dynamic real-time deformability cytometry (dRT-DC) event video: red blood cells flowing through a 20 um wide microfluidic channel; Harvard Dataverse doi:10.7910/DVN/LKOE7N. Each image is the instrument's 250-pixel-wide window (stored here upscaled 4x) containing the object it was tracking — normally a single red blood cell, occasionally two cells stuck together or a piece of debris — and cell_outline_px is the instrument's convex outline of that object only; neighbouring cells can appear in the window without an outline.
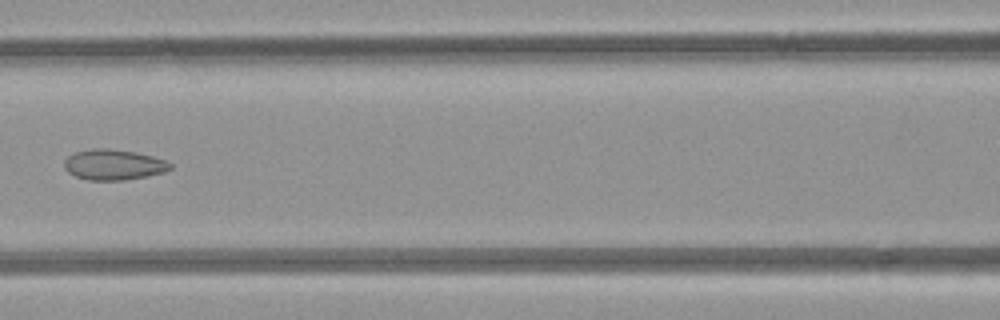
{"species": "common noctule bat (a hibernating species)", "species_latin": "Nyctalus noctula", "temperature_condition": "room temperature", "stored_images_in_passage": 8, "camera_frame_rate_fps": 3000, "um_per_image_px": 0.085, "animal": {"sex": "female", "body_mass_g": 21.9}, "frame": {"image": 1, "passage_image": 6, "time_ms": 6.667, "image_size_px": [1000, 320], "cell_outline_px": [[172, 168], [164, 172], [148, 176], [124, 180], [88, 180], [76, 176], [68, 172], [64, 168], [64, 160], [68, 156], [76, 152], [92, 148], [108, 148], [136, 152], [152, 156], [164, 160], [172, 164]], "centroid_in_image_um": [9.65, 13.99], "position_along_channel_um": 156.9, "area_um2": 18.9}}
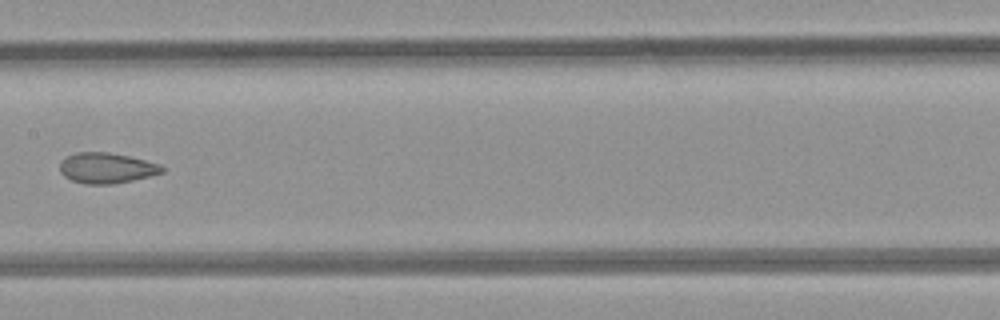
{"frame": {"image": 2, "passage_image": 7, "time_ms": 7.667, "image_size_px": [1000, 320], "cell_outline_px": [[164, 172], [132, 180], [112, 184], [88, 184], [72, 180], [64, 176], [60, 172], [60, 160], [64, 156], [76, 152], [108, 152], [128, 156], [160, 164], [164, 168]], "centroid_in_image_um": [9.01, 14.27], "position_along_channel_um": 198.4, "area_um2": 18.15}}
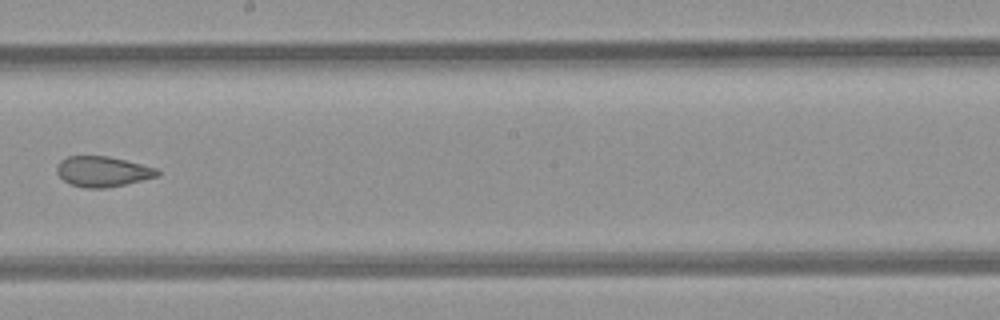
{"frame": {"image": 3, "passage_image": 8, "time_ms": 8.667, "image_size_px": [1000, 320], "cell_outline_px": [[160, 172], [156, 176], [124, 184], [104, 188], [84, 188], [68, 184], [56, 172], [56, 168], [60, 160], [68, 156], [108, 156], [156, 168]], "centroid_in_image_um": [8.66, 14.58], "position_along_channel_um": 239.5, "area_um2": 17.57}}